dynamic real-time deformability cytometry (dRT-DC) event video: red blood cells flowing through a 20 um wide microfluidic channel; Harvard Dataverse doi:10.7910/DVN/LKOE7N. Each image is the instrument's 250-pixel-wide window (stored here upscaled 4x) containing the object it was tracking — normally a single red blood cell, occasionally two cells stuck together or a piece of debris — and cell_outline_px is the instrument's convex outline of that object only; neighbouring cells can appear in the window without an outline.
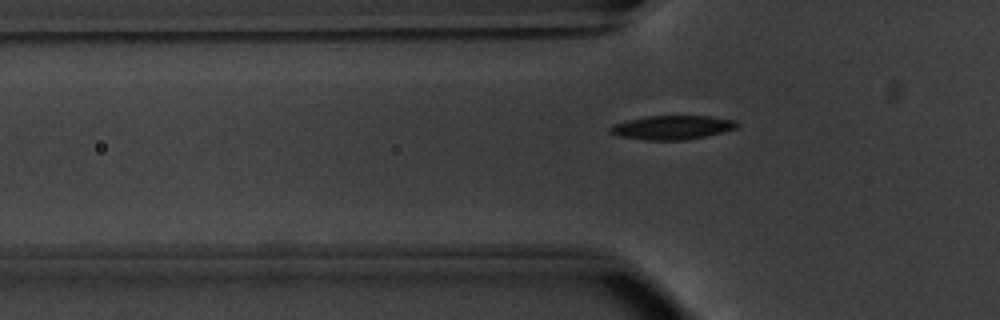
{"species": "common noctule bat (a hibernating species)", "species_latin": "Nyctalus noctula", "temperature_condition": "warm", "stored_images_in_passage": 43, "camera_frame_rate_fps": 3000, "um_per_image_px": 0.085, "animal": {"sex": "male", "body_mass_g": 20.1, "forearm_length_mm": 53.5}, "frame": {"image": 1, "passage_image": 12, "time_ms": 3.667, "image_size_px": [1000, 320], "cell_outline_px": [[740, 124], [736, 128], [704, 136], [684, 140], [648, 140], [620, 136], [608, 132], [608, 128], [616, 124], [648, 116], [708, 116], [736, 120]], "centroid_in_image_um": [57.16, 10.83], "position_along_channel_um": 68.6, "area_um2": 17.34}}
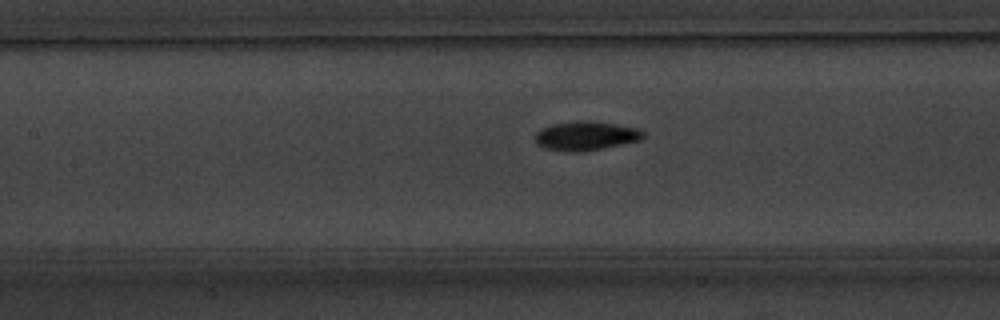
{"frame": {"image": 2, "passage_image": 19, "time_ms": 6.0, "image_size_px": [1000, 320], "cell_outline_px": [[644, 136], [640, 140], [580, 152], [572, 152], [544, 148], [536, 144], [536, 132], [540, 128], [552, 124], [576, 120], [592, 120], [640, 128], [644, 132]], "centroid_in_image_um": [49.78, 11.52], "position_along_channel_um": 157.6, "area_um2": 18.38}}
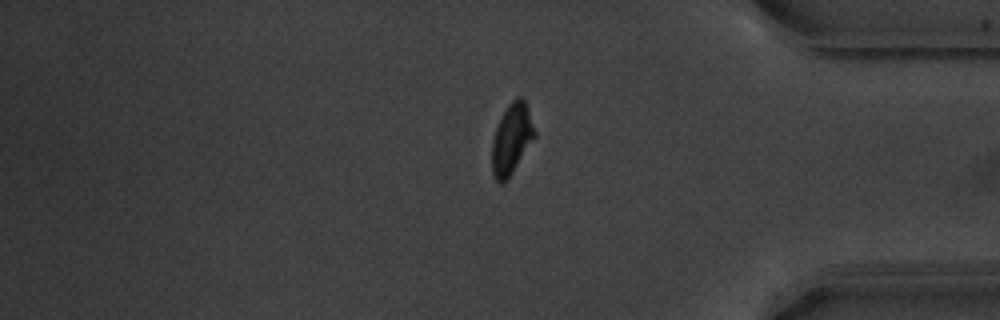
{"frame": {"image": 3, "passage_image": 39, "time_ms": 12.667, "image_size_px": [1000, 320], "cell_outline_px": [[536, 136], [512, 172], [500, 184], [496, 180], [492, 172], [492, 140], [496, 128], [508, 104], [516, 96], [524, 96], [536, 132]], "centroid_in_image_um": [43.5, 11.75], "position_along_channel_um": 391.7, "area_um2": 17.34}}